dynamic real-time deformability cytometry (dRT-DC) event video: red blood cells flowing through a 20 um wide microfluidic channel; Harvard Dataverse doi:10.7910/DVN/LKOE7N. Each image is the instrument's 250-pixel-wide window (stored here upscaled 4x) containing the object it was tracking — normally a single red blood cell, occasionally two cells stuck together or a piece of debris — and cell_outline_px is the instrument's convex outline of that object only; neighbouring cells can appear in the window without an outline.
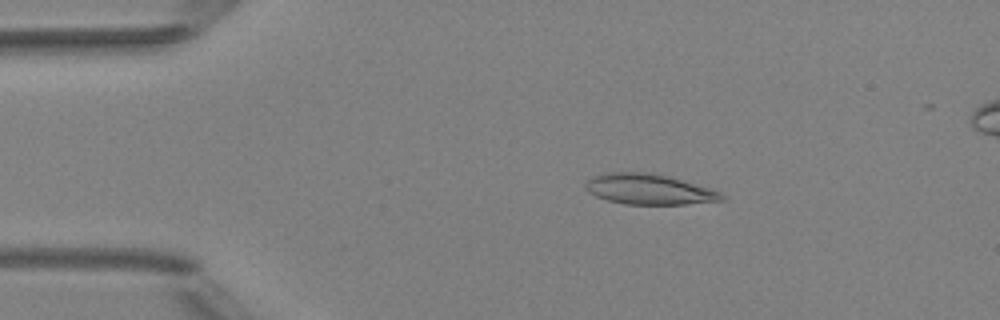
{"species": "Egyptian fruit bat (a non-hibernating species)", "species_latin": "Rousettus aegyptiacus", "temperature_condition": "room temperature", "stored_images_in_passage": 4, "camera_frame_rate_fps": 3000, "um_per_image_px": 0.085, "animal": {"sex": "female"}, "frame": {"image": 1, "passage_image": 2, "time_ms": 1.333, "image_size_px": [1000, 320], "cell_outline_px": [[728, 200], [684, 204], [624, 204], [608, 200], [596, 196], [588, 192], [584, 188], [584, 184], [592, 176], [604, 172], [648, 172], [668, 176], [696, 184], [720, 192]], "centroid_in_image_um": [55.13, 16.08], "position_along_channel_um": 29.9, "area_um2": 24.22}}